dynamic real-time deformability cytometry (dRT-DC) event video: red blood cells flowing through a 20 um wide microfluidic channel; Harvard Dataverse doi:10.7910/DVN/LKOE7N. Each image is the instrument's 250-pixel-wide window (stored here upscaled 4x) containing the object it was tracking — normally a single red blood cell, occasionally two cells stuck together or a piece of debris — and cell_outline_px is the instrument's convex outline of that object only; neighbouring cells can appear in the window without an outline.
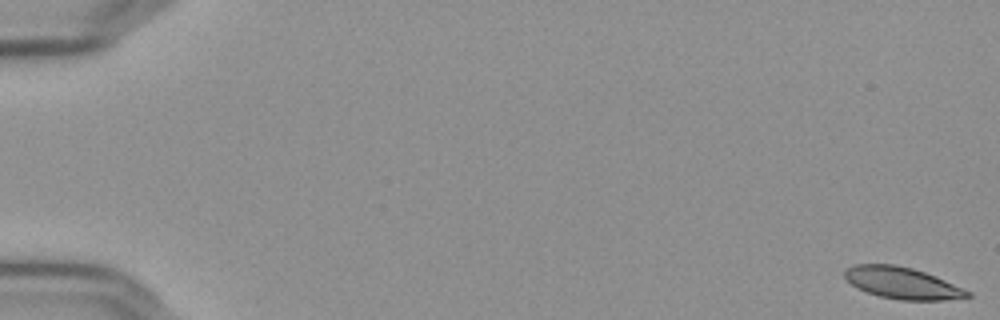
{"species": "Egyptian fruit bat (a non-hibernating species)", "species_latin": "Rousettus aegyptiacus", "temperature_condition": "cold", "stored_images_in_passage": 57, "camera_frame_rate_fps": 3000, "um_per_image_px": 0.085, "frame": {"image": 1, "passage_image": 1, "time_ms": 0.0, "image_size_px": [1000, 320], "cell_outline_px": [[972, 296], [944, 300], [900, 300], [880, 296], [856, 288], [844, 276], [844, 268], [856, 264], [896, 264], [912, 268], [936, 276], [972, 292]], "centroid_in_image_um": [76.68, 24.05], "position_along_channel_um": 8.3, "area_um2": 22.66}}
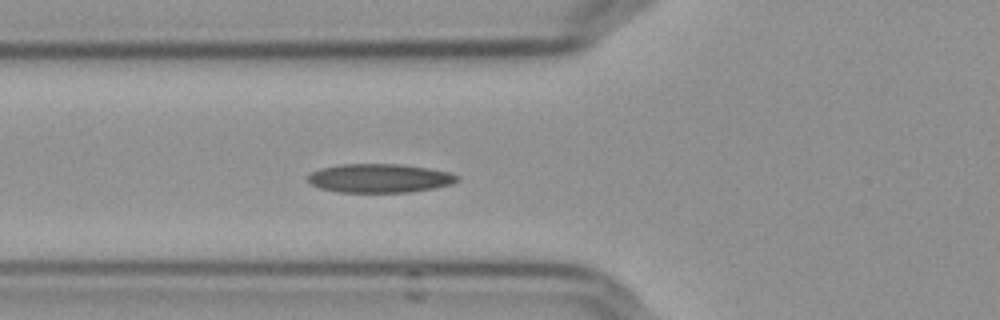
{"frame": {"image": 2, "passage_image": 22, "time_ms": 7.0, "image_size_px": [1000, 320], "cell_outline_px": [[460, 180], [452, 184], [432, 188], [408, 192], [336, 192], [320, 188], [312, 184], [308, 180], [308, 176], [312, 172], [320, 168], [340, 164], [400, 164], [428, 168], [448, 172], [460, 176]], "centroid_in_image_um": [32.27, 15.14], "position_along_channel_um": 93.5, "area_um2": 25.03}}
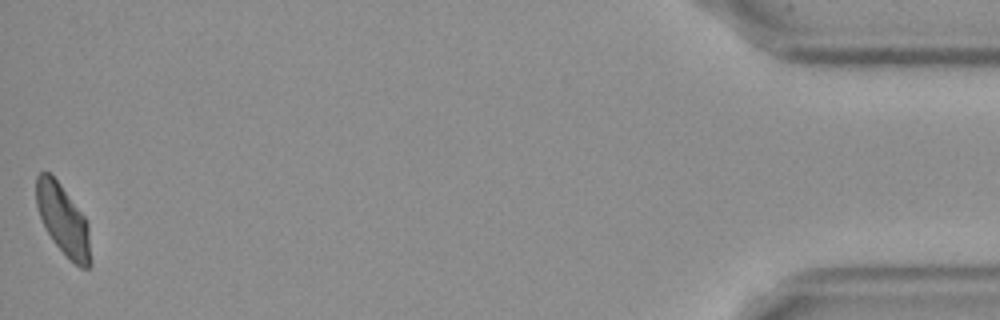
{"frame": {"image": 3, "passage_image": 57, "time_ms": 18.667, "image_size_px": [1000, 320], "cell_outline_px": [[92, 264], [88, 268], [80, 268], [68, 260], [52, 240], [40, 216], [36, 204], [36, 176], [40, 172], [48, 172], [60, 184], [84, 216], [88, 224]], "centroid_in_image_um": [5.39, 18.76], "position_along_channel_um": 429.8, "area_um2": 22.31}, "authors_computed_cell_mechanics": {"area_um2": 23.7558, "velocity_mm_per_s": 3.6156, "shape_relaxation_time_tau1_ms": 7.8376, "shape_relaxation_time_tau2_ms": 2.9176, "deformation_change_tau1": 0.168, "deformation_change_tau2": 0.0917}}